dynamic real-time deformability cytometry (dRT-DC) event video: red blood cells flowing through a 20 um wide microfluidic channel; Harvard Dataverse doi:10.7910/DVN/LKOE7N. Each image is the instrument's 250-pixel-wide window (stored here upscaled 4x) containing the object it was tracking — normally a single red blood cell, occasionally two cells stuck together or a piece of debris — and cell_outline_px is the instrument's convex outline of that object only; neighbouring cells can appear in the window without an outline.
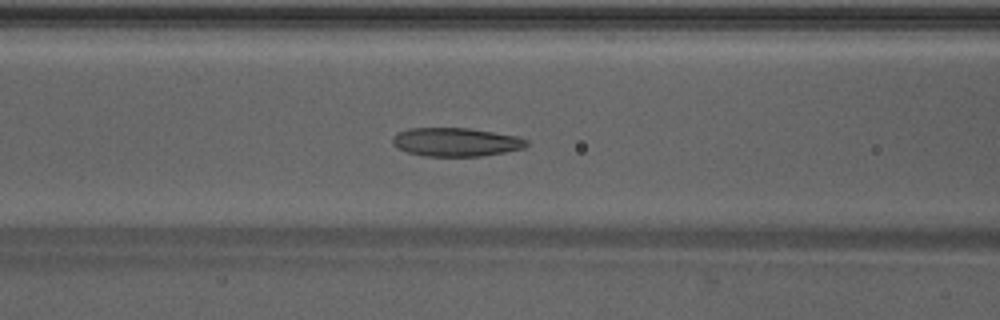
{"species": "Egyptian fruit bat (a non-hibernating species)", "species_latin": "Rousettus aegyptiacus", "temperature_condition": "warm", "stored_images_in_passage": 40, "camera_frame_rate_fps": 3000, "um_per_image_px": 0.085, "animal": {"sex": "male"}, "frame": {"image": 1, "passage_image": 12, "time_ms": 3.667, "image_size_px": [1000, 320], "cell_outline_px": [[528, 144], [524, 148], [504, 152], [480, 156], [424, 156], [408, 152], [396, 148], [392, 144], [392, 136], [396, 132], [408, 128], [468, 128], [516, 136], [528, 140]], "centroid_in_image_um": [38.69, 12.07], "position_along_channel_um": 127.9, "area_um2": 22.37}}
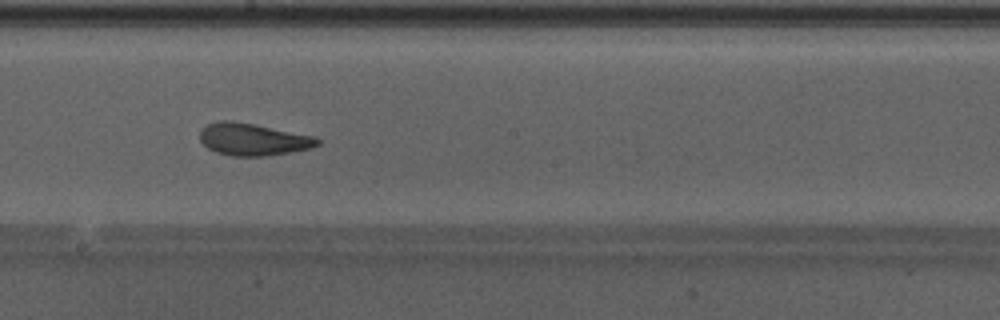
{"frame": {"image": 2, "passage_image": 19, "time_ms": 6.0, "image_size_px": [1000, 320], "cell_outline_px": [[320, 144], [312, 148], [292, 152], [264, 156], [232, 156], [216, 152], [208, 148], [200, 140], [200, 128], [208, 124], [220, 120], [232, 120], [316, 136], [320, 140]], "centroid_in_image_um": [21.52, 11.84], "position_along_channel_um": 226.7, "area_um2": 22.2}}
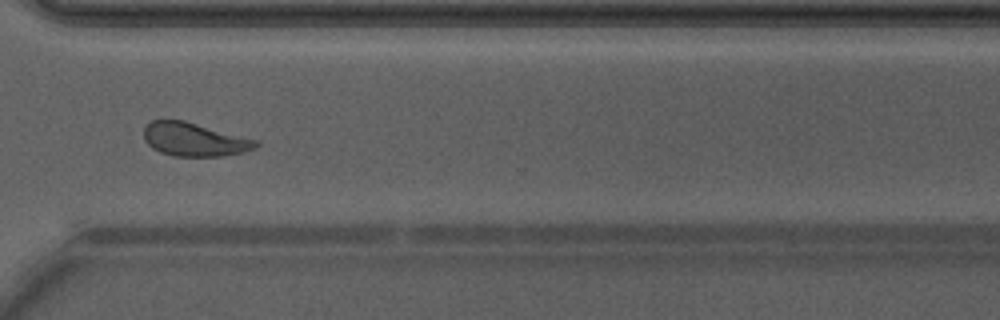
{"frame": {"image": 3, "passage_image": 28, "time_ms": 9.0, "image_size_px": [1000, 320], "cell_outline_px": [[260, 144], [256, 148], [244, 152], [224, 156], [172, 156], [160, 152], [152, 148], [144, 140], [144, 128], [152, 120], [184, 120], [256, 140]], "centroid_in_image_um": [16.51, 11.86], "position_along_channel_um": 354.1, "area_um2": 21.79}, "authors_computed_cell_mechanics": {"area_um2": 22.6287, "velocity_mm_per_s": 4.2463, "shape_relaxation_time_tau1_ms": 3.4545, "shape_relaxation_time_tau2_ms": 1.1435, "deformation_change_tau1": 0.1379, "deformation_change_tau2": 0.0694}}